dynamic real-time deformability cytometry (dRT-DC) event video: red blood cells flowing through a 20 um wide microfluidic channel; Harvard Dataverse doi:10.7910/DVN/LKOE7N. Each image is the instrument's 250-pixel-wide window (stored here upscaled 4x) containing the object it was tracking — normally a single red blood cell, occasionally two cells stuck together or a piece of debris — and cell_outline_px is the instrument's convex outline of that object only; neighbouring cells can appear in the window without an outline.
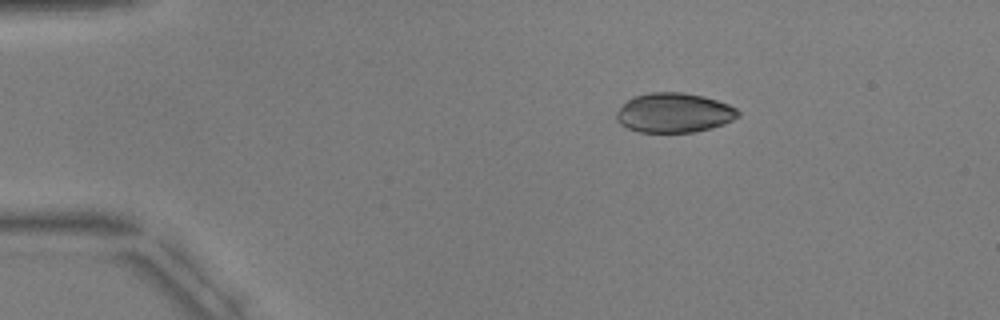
{"species": "common noctule bat (a hibernating species)", "species_latin": "Nyctalus noctula", "temperature_condition": "warm", "stored_images_in_passage": 5, "camera_frame_rate_fps": 3000, "um_per_image_px": 0.085, "animal": {"sex": "male", "body_mass_g": 17.9, "forearm_length_mm": 54.2}, "frame": {"image": 1, "passage_image": 3, "time_ms": 2.667, "image_size_px": [1000, 320], "cell_outline_px": [[740, 116], [724, 124], [712, 128], [696, 132], [640, 132], [628, 128], [620, 124], [616, 120], [616, 112], [632, 96], [652, 92], [680, 92], [704, 96], [728, 104], [736, 108], [740, 112]], "centroid_in_image_um": [57.3, 9.59], "position_along_channel_um": 27.7, "area_um2": 28.15}}
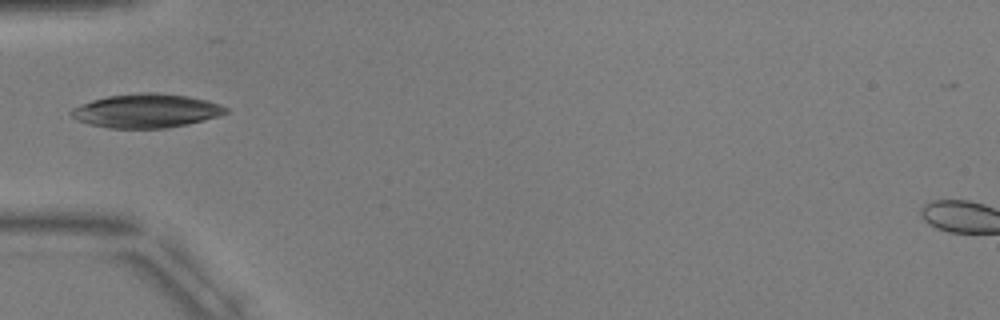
{"frame": {"image": 2, "passage_image": 5, "time_ms": 5.667, "image_size_px": [1000, 320], "cell_outline_px": [[228, 112], [204, 120], [164, 128], [108, 128], [76, 120], [68, 112], [72, 108], [80, 104], [92, 100], [108, 96], [144, 92], [156, 92], [188, 96], [208, 100], [220, 104], [228, 108]], "centroid_in_image_um": [12.41, 9.41], "position_along_channel_um": 72.6, "area_um2": 30.35}}